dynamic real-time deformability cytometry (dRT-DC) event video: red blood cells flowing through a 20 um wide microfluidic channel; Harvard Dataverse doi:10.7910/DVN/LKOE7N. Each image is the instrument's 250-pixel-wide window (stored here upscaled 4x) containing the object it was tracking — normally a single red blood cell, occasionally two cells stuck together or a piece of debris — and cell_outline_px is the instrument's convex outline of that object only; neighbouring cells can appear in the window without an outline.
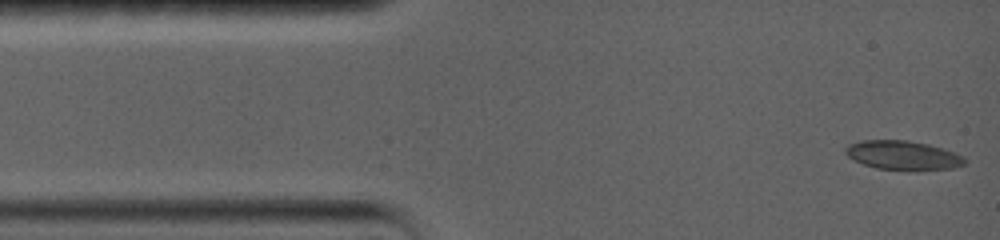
{"species": "common noctule bat (a hibernating species)", "species_latin": "Nyctalus noctula", "temperature_condition": "warm", "stored_images_in_passage": 36, "camera_frame_rate_fps": 5000, "um_per_image_px": 0.085, "animal": {"sex": "female", "body_mass_g": 19.0, "forearm_length_mm": 56.7}, "frame": {"image": 1, "passage_image": 1, "time_ms": 0.0, "image_size_px": [1000, 240], "cell_outline_px": [[964, 164], [952, 168], [876, 168], [852, 160], [844, 152], [844, 148], [848, 144], [864, 140], [908, 140], [928, 144], [944, 148], [964, 156]], "centroid_in_image_um": [76.69, 13.15], "position_along_channel_um": 8.3, "area_um2": 19.59}}
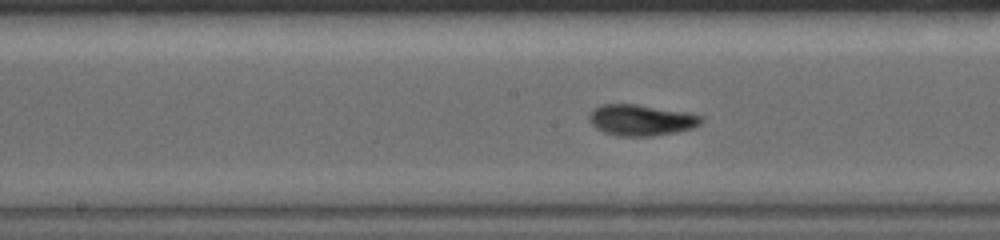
{"frame": {"image": 2, "passage_image": 16, "time_ms": 7.2, "image_size_px": [1000, 240], "cell_outline_px": [[704, 120], [700, 124], [692, 128], [676, 132], [648, 136], [620, 136], [604, 132], [596, 128], [588, 120], [588, 116], [592, 108], [600, 104], [636, 104], [688, 112], [704, 116]], "centroid_in_image_um": [54.49, 10.19], "position_along_channel_um": 193.7, "area_um2": 20.46}}
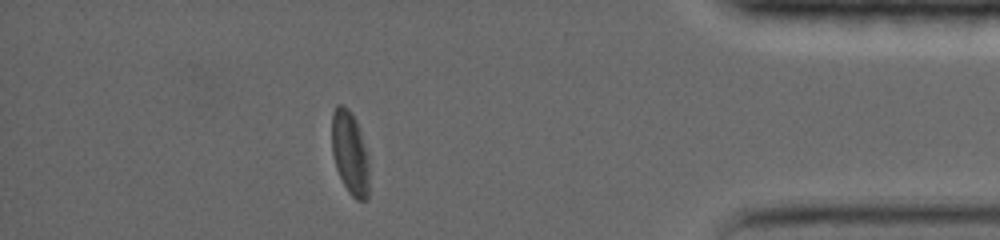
{"frame": {"image": 3, "passage_image": 31, "time_ms": 14.2, "image_size_px": [1000, 240], "cell_outline_px": [[368, 200], [356, 200], [348, 192], [336, 168], [332, 152], [332, 112], [336, 104], [344, 104], [352, 112], [356, 120], [368, 156]], "centroid_in_image_um": [29.73, 12.97], "position_along_channel_um": 405.5, "area_um2": 18.21}, "authors_computed_cell_mechanics": {"area_um2": 19.5653, "velocity_mm_per_s": 3.5845, "shape_relaxation_time_tau1_ms": 5.3334, "shape_relaxation_time_tau2_ms": 1.3746, "deformation_change_tau1": 0.1841, "deformation_change_tau2": 0.06}}